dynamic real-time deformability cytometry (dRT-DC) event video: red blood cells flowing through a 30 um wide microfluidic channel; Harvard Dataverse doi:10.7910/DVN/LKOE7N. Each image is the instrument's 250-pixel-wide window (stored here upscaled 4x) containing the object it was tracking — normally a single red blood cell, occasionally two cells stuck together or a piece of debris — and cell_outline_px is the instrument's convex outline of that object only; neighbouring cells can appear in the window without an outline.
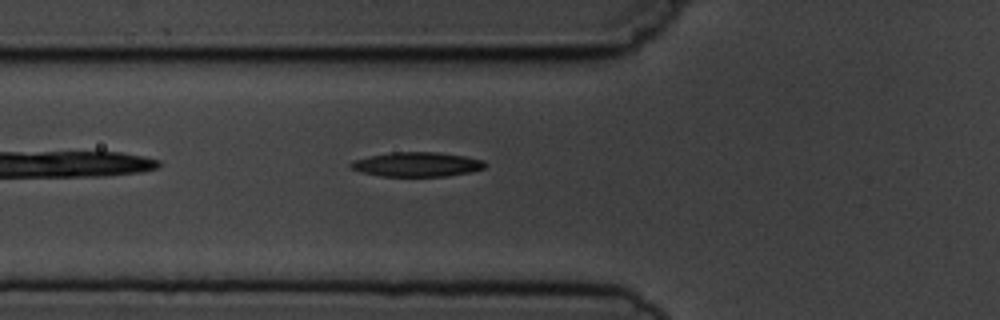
{"species": "common noctule bat (a hibernating species)", "species_latin": "Nyctalus noctula", "temperature_condition": "cold", "stored_images_in_passage": 6, "camera_frame_rate_fps": 3000, "um_per_image_px": 0.085, "animal": {"sex": "male", "body_mass_g": 19.5, "forearm_length_mm": 54.6}, "frame": {"image": 1, "passage_image": 6, "time_ms": 5.667, "image_size_px": [1000, 320], "cell_outline_px": [[488, 164], [484, 168], [468, 172], [448, 176], [380, 176], [360, 172], [352, 168], [348, 164], [352, 160], [392, 152], [436, 152], [464, 156], [484, 160]], "centroid_in_image_um": [35.44, 13.97], "position_along_channel_um": 90.4, "area_um2": 19.07}}